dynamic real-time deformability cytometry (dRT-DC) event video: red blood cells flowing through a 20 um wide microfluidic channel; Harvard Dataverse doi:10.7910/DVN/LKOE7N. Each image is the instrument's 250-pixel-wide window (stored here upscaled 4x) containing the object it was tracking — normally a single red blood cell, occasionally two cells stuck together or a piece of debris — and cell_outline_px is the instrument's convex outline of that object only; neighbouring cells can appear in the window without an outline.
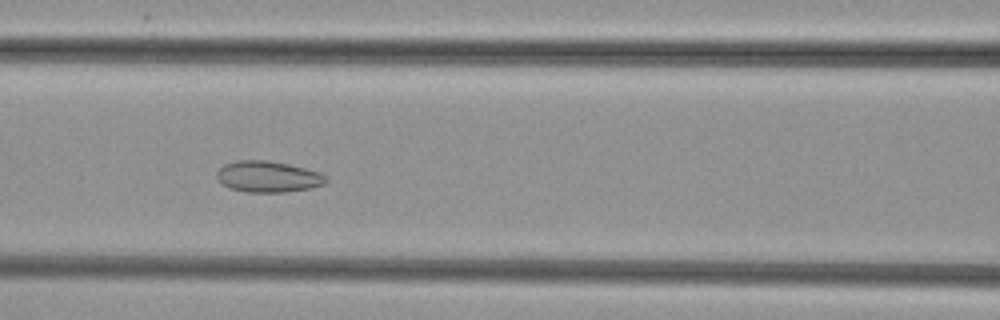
{"species": "common noctule bat (a hibernating species)", "species_latin": "Nyctalus noctula", "temperature_condition": "cold", "stored_images_in_passage": 43, "camera_frame_rate_fps": 3000, "um_per_image_px": 0.085, "animal": {"sex": "female", "body_mass_g": 29.2, "forearm_length_mm": 56.3}, "frame": {"image": 1, "passage_image": 14, "time_ms": 4.333, "image_size_px": [1000, 320], "cell_outline_px": [[328, 180], [324, 184], [312, 188], [284, 192], [248, 192], [228, 188], [220, 184], [216, 176], [216, 172], [224, 164], [236, 160], [268, 160], [288, 164], [320, 172], [328, 176]], "centroid_in_image_um": [22.77, 15.02], "position_along_channel_um": 143.8, "area_um2": 20.11}}
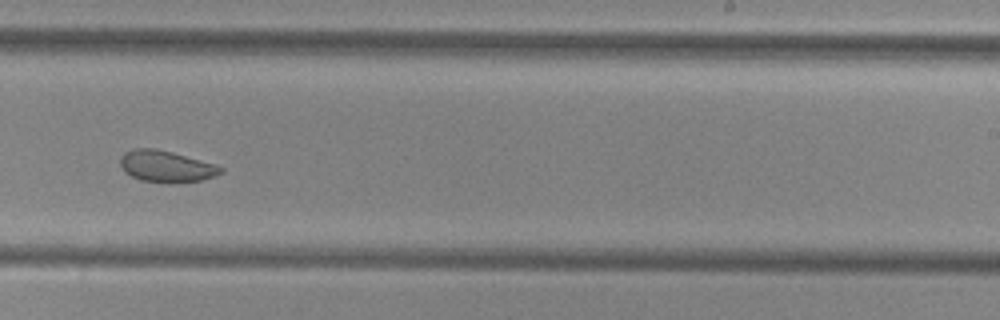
{"frame": {"image": 2, "passage_image": 24, "time_ms": 7.667, "image_size_px": [1000, 320], "cell_outline_px": [[224, 172], [200, 180], [140, 180], [124, 172], [120, 164], [120, 156], [124, 152], [136, 148], [156, 148], [172, 152], [216, 164], [224, 168]], "centroid_in_image_um": [14.09, 14.08], "position_along_channel_um": 274.9, "area_um2": 17.74}}
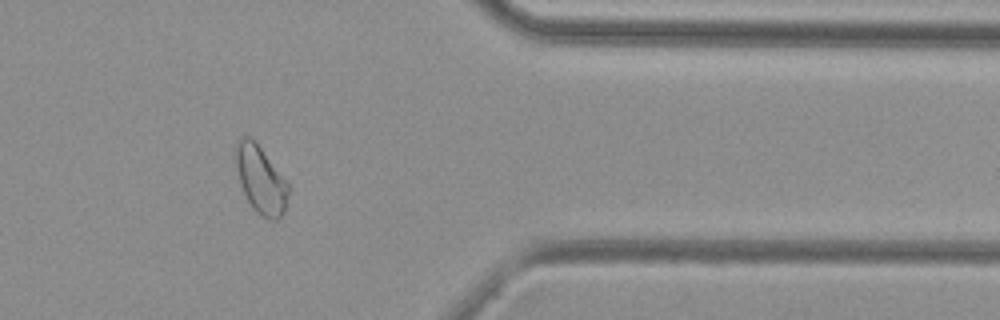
{"frame": {"image": 3, "passage_image": 34, "time_ms": 11.0, "image_size_px": [1000, 320], "cell_outline_px": [[288, 192], [284, 212], [276, 220], [268, 220], [256, 212], [248, 200], [240, 184], [232, 156], [232, 152], [236, 140], [240, 136], [248, 136], [260, 148], [288, 184]], "centroid_in_image_um": [22.08, 15.24], "position_along_channel_um": 389.3, "area_um2": 20.63}}